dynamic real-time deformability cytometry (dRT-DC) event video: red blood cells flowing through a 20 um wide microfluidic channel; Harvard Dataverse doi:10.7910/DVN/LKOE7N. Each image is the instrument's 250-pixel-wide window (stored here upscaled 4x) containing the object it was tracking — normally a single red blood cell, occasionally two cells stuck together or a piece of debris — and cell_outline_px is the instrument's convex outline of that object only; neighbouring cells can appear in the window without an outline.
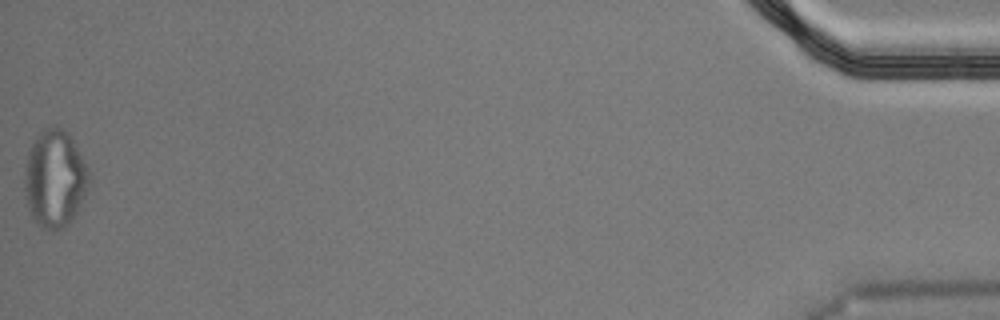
{"species": "Egyptian fruit bat (a non-hibernating species)", "species_latin": "Rousettus aegyptiacus", "temperature_condition": "cold", "stored_images_in_passage": 49, "segment_of_instrument_passage": [2, 2], "camera_frame_rate_fps": 3000, "um_per_image_px": 0.085, "animal": {"sex": "male"}, "frame": {"image": 1, "passage_image": 49, "time_ms": 16.0, "image_size_px": [1000, 320], "cell_outline_px": [[92, 180], [76, 212], [64, 228], [56, 232], [52, 232], [44, 228], [32, 216], [28, 208], [24, 196], [24, 168], [28, 152], [32, 144], [40, 132], [56, 124], [68, 132]], "centroid_in_image_um": [4.63, 15.21], "position_along_channel_um": 430.6, "area_um2": 36.41}}